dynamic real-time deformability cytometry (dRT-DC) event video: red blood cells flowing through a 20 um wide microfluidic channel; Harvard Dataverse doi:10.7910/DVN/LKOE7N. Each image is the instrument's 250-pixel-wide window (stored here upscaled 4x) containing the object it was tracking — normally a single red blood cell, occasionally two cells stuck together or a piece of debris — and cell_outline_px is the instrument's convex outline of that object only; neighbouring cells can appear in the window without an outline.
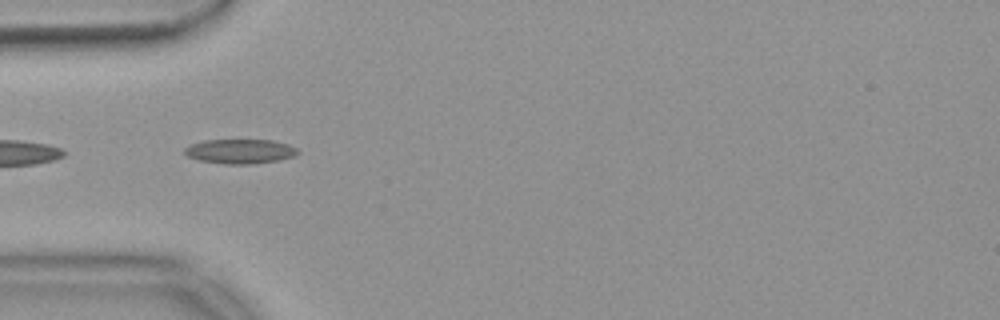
{"species": "common noctule bat (a hibernating species)", "species_latin": "Nyctalus noctula", "temperature_condition": "warm", "stored_images_in_passage": 12, "camera_frame_rate_fps": 3000, "um_per_image_px": 0.085, "animal": {"sex": "female", "body_mass_g": 18.4}, "frame": {"image": 1, "passage_image": 3, "time_ms": 0.667, "image_size_px": [1000, 320], "cell_outline_px": [[300, 152], [296, 156], [276, 160], [252, 164], [224, 164], [200, 160], [188, 156], [184, 152], [184, 148], [192, 144], [204, 140], [272, 140], [288, 144], [296, 148]], "centroid_in_image_um": [20.43, 12.86], "position_along_channel_um": 64.6, "area_um2": 16.07}}